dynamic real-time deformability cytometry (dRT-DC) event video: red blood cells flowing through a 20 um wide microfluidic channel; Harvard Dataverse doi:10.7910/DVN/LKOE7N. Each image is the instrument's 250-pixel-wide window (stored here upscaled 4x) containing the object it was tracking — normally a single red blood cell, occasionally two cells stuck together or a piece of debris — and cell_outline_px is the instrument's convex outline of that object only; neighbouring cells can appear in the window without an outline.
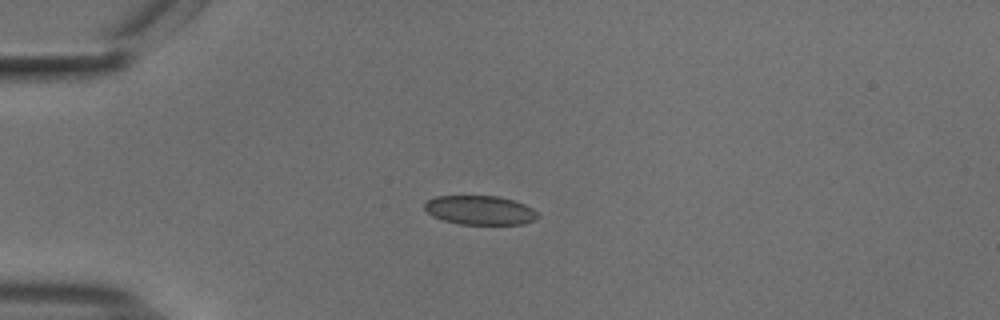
{"species": "common noctule bat (a hibernating species)", "species_latin": "Nyctalus noctula", "temperature_condition": "cold", "stored_images_in_passage": 41, "camera_frame_rate_fps": 3000, "um_per_image_px": 0.085, "animal": {"sex": "male", "body_mass_g": 18.8}, "frame": {"image": 1, "passage_image": 1, "time_ms": 0.0, "image_size_px": [1000, 320], "cell_outline_px": [[540, 216], [536, 220], [524, 224], [460, 224], [444, 220], [432, 216], [424, 208], [424, 204], [428, 200], [436, 196], [496, 196], [512, 200], [524, 204], [532, 208]], "centroid_in_image_um": [40.81, 17.87], "position_along_channel_um": 44.2, "area_um2": 19.13}}
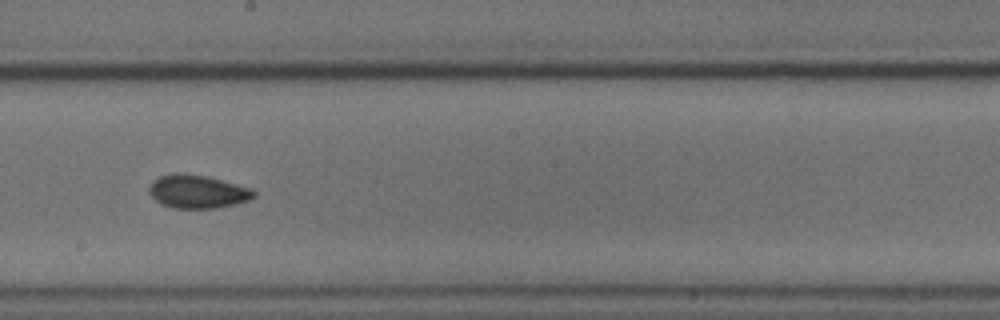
{"frame": {"image": 2, "passage_image": 18, "time_ms": 5.667, "image_size_px": [1000, 320], "cell_outline_px": [[256, 196], [248, 200], [216, 208], [176, 208], [160, 204], [148, 192], [148, 188], [152, 180], [160, 176], [176, 172], [208, 176], [252, 188], [256, 192]], "centroid_in_image_um": [16.77, 16.27], "position_along_channel_um": 231.4, "area_um2": 20.4}}
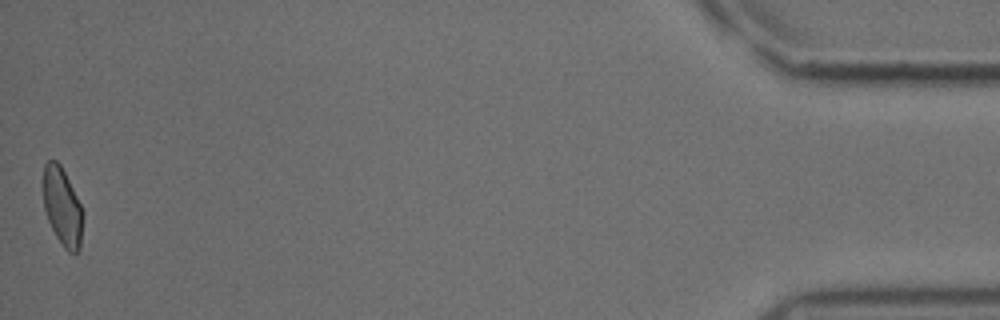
{"frame": {"image": 3, "passage_image": 41, "time_ms": 13.333, "image_size_px": [1000, 320], "cell_outline_px": [[80, 248], [76, 252], [68, 252], [64, 248], [56, 236], [48, 220], [44, 208], [40, 180], [44, 164], [48, 160], [56, 160], [60, 164], [80, 204]], "centroid_in_image_um": [5.19, 17.49], "position_along_channel_um": 430.0, "area_um2": 17.8}, "authors_computed_cell_mechanics": {"area_um2": 19.1896, "velocity_mm_per_s": 3.7404, "shape_relaxation_time_tau1_ms": 5.6504, "shape_relaxation_time_tau2_ms": 1.8805, "deformation_change_tau1": 0.1014, "deformation_change_tau2": 0.0659}}